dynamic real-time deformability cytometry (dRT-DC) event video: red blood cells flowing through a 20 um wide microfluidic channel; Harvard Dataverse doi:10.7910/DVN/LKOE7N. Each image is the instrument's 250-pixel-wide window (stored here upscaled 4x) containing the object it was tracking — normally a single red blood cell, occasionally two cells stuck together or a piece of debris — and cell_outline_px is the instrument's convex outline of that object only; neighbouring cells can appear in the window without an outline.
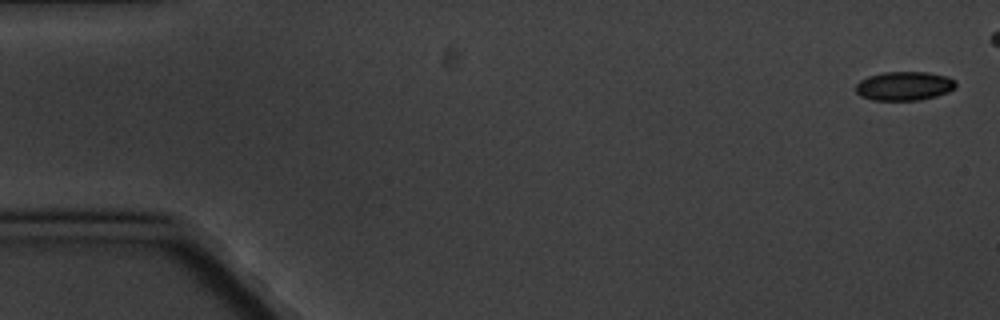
{"species": "common noctule bat (a hibernating species)", "species_latin": "Nyctalus noctula", "temperature_condition": "cold", "stored_images_in_passage": 5, "camera_frame_rate_fps": 3000, "um_per_image_px": 0.085, "animal": {"sex": "male", "body_mass_g": 20.1, "forearm_length_mm": 53.5}, "frame": {"image": 1, "passage_image": 1, "time_ms": 0.0, "image_size_px": [1000, 320], "cell_outline_px": [[956, 88], [948, 92], [936, 96], [920, 100], [872, 100], [860, 96], [856, 92], [856, 84], [860, 80], [868, 76], [884, 72], [928, 72], [944, 76], [956, 80]], "centroid_in_image_um": [76.86, 7.31], "position_along_channel_um": 8.1, "area_um2": 16.94}}